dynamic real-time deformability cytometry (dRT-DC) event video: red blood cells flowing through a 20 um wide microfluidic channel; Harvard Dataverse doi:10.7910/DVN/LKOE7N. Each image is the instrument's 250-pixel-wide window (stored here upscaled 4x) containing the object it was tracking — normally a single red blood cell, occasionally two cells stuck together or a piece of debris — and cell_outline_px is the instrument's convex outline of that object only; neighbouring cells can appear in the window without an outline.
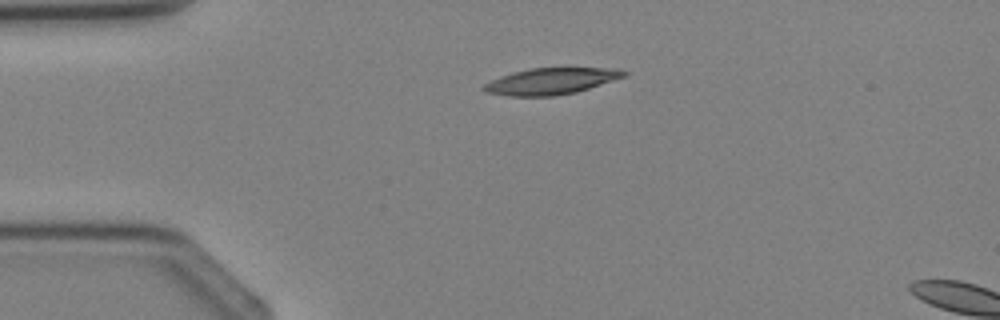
{"species": "Egyptian fruit bat (a non-hibernating species)", "species_latin": "Rousettus aegyptiacus", "temperature_condition": "cold", "stored_images_in_passage": 2, "segment_of_instrument_passage": [1, 2], "camera_frame_rate_fps": 3000, "um_per_image_px": 0.085, "animal": {"sex": "female"}, "frame": {"image": 1, "passage_image": 1, "time_ms": 0.0, "image_size_px": [1000, 320], "cell_outline_px": [[628, 76], [576, 92], [552, 96], [508, 96], [484, 92], [480, 88], [484, 84], [500, 76], [512, 72], [532, 68], [604, 68], [628, 72]], "centroid_in_image_um": [46.79, 6.91], "position_along_channel_um": 38.2, "area_um2": 21.5}}